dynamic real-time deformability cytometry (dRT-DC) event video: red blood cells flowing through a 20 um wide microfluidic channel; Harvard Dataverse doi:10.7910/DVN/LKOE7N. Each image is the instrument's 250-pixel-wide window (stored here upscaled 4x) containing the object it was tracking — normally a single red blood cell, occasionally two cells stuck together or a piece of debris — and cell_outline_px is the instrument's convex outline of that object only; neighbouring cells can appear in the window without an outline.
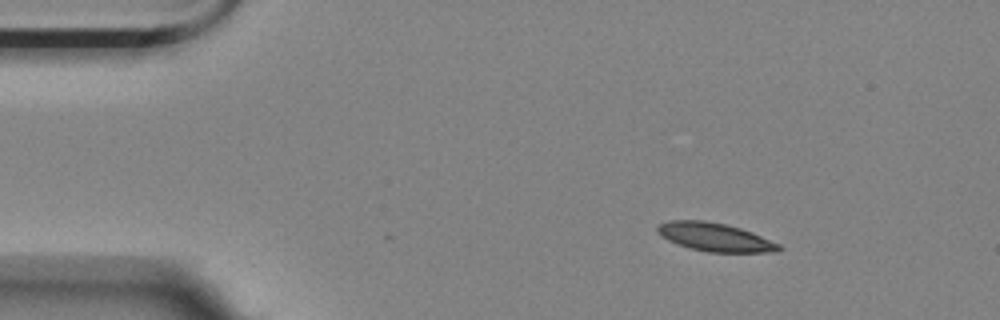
{"species": "Egyptian fruit bat (a non-hibernating species)", "species_latin": "Rousettus aegyptiacus", "temperature_condition": "room temperature", "stored_images_in_passage": 37, "camera_frame_rate_fps": 3000, "um_per_image_px": 0.085, "animal": {"sex": "female"}, "frame": {"image": 1, "passage_image": 1, "time_ms": 0.0, "image_size_px": [1000, 320], "cell_outline_px": [[780, 248], [776, 252], [708, 252], [676, 244], [660, 236], [656, 232], [656, 228], [660, 224], [668, 220], [704, 220], [724, 224], [740, 228], [752, 232], [780, 244]], "centroid_in_image_um": [60.73, 20.15], "position_along_channel_um": 24.3, "area_um2": 20.0}}
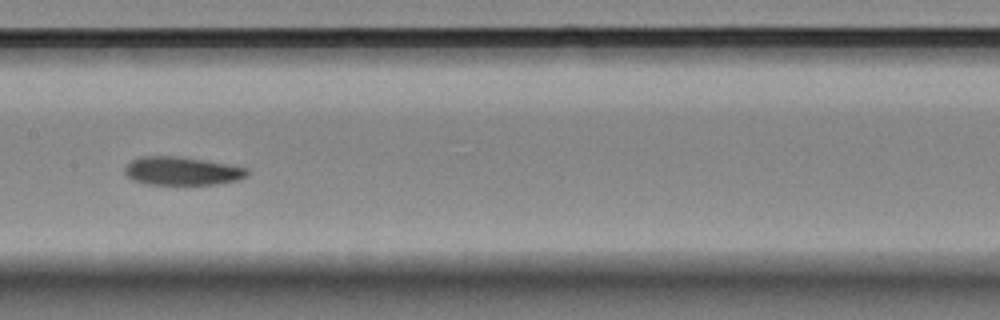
{"frame": {"image": 2, "passage_image": 21, "time_ms": 6.667, "image_size_px": [1000, 320], "cell_outline_px": [[248, 176], [236, 180], [216, 184], [144, 184], [132, 180], [124, 172], [124, 168], [132, 160], [144, 156], [176, 156], [248, 168]], "centroid_in_image_um": [15.43, 14.54], "position_along_channel_um": 192.0, "area_um2": 19.88}}
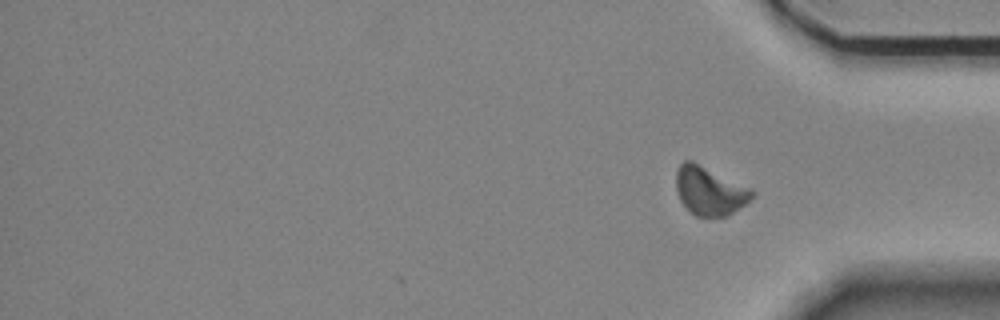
{"frame": {"image": 3, "passage_image": 37, "time_ms": 12.0, "image_size_px": [1000, 320], "cell_outline_px": [[756, 192], [744, 204], [728, 216], [696, 216], [680, 200], [676, 188], [676, 172], [680, 164], [684, 160], [692, 160], [752, 188]], "centroid_in_image_um": [60.32, 16.2], "position_along_channel_um": 374.9, "area_um2": 21.33}, "authors_computed_cell_mechanics": {"area_um2": 20.7502, "velocity_mm_per_s": 3.5026, "shape_relaxation_time_tau1_ms": 3.6313, "shape_relaxation_time_tau2_ms": 3.9907, "deformation_change_tau1": 0.1346, "deformation_change_tau2": 0.0832}}